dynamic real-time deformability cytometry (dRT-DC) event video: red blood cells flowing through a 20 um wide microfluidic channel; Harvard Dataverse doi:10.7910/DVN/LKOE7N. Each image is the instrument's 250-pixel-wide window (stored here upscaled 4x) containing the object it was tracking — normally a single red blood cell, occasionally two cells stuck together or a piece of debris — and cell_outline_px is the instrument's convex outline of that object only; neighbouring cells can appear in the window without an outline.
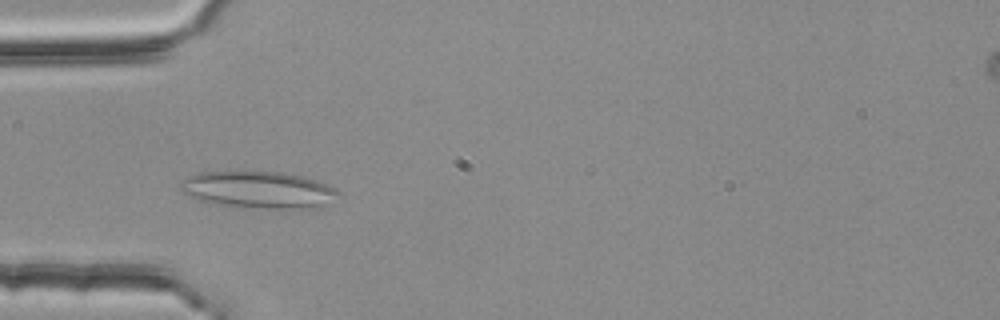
{"species": "common noctule bat (a hibernating species)", "species_latin": "Nyctalus noctula", "temperature_condition": "room temperature", "stored_images_in_passage": 40, "camera_frame_rate_fps": 3000, "um_per_image_px": 0.085, "animal": {"sex": "female", "body_mass_g": 25.1}, "frame": {"image": 1, "passage_image": 9, "time_ms": 2.667, "image_size_px": [1000, 320], "cell_outline_px": [[340, 192], [328, 204], [320, 208], [300, 212], [208, 204], [188, 196], [180, 188], [180, 184], [188, 176], [196, 172], [280, 172], [300, 176], [316, 180], [336, 188]], "centroid_in_image_um": [22.02, 16.19], "position_along_channel_um": 63.0, "area_um2": 35.03}}
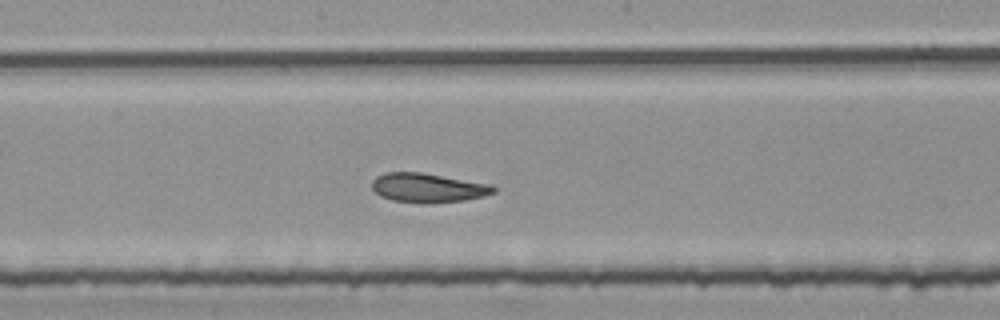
{"frame": {"image": 2, "passage_image": 21, "time_ms": 6.667, "image_size_px": [1000, 320], "cell_outline_px": [[496, 192], [484, 196], [464, 200], [428, 204], [420, 204], [392, 200], [380, 196], [372, 188], [372, 180], [376, 176], [384, 172], [420, 172], [492, 184], [496, 188]], "centroid_in_image_um": [36.37, 15.97], "position_along_channel_um": 211.8, "area_um2": 20.98}}
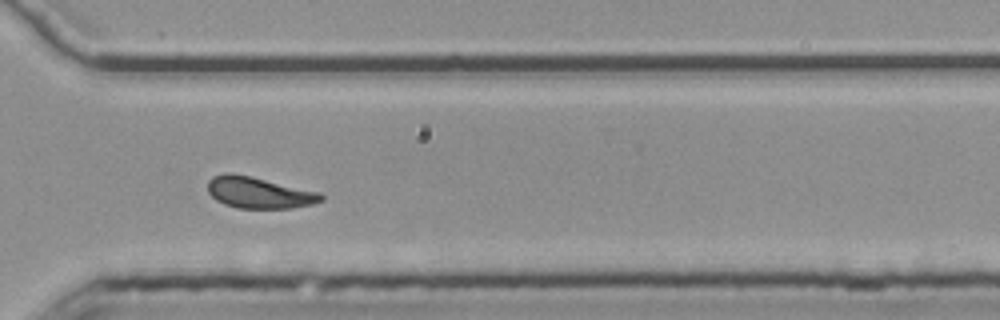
{"frame": {"image": 3, "passage_image": 32, "time_ms": 10.333, "image_size_px": [1000, 320], "cell_outline_px": [[324, 200], [312, 204], [292, 208], [236, 208], [224, 204], [216, 200], [208, 192], [208, 180], [212, 176], [224, 172], [228, 172], [248, 176], [320, 192], [324, 196]], "centroid_in_image_um": [21.99, 16.38], "position_along_channel_um": 348.6, "area_um2": 20.63}, "authors_computed_cell_mechanics": {"area_um2": 20.6346, "velocity_mm_per_s": 3.7429, "shape_relaxation_time_tau1_ms": null, "shape_relaxation_time_tau2_ms": 3.2086, "deformation_change_tau1": null, "deformation_change_tau2": 0.1116}}